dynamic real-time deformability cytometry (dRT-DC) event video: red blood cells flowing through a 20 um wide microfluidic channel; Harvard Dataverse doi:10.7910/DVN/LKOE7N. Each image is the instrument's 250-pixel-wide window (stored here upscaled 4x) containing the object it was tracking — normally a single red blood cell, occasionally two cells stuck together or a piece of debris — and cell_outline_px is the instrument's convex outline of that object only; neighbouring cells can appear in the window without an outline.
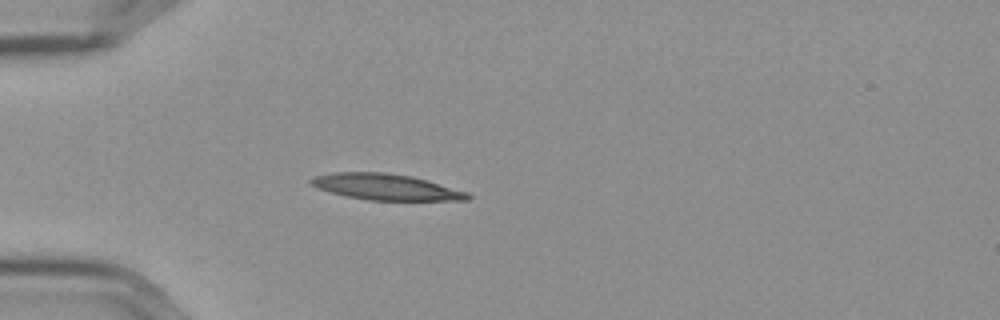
{"species": "Egyptian fruit bat (a non-hibernating species)", "species_latin": "Rousettus aegyptiacus", "temperature_condition": "cold", "stored_images_in_passage": 41, "camera_frame_rate_fps": 3000, "um_per_image_px": 0.085, "frame": {"image": 1, "passage_image": 1, "time_ms": 0.0, "image_size_px": [1000, 320], "cell_outline_px": [[472, 196], [468, 200], [368, 200], [348, 196], [316, 188], [308, 180], [312, 176], [332, 172], [384, 172], [412, 176], [428, 180], [468, 192]], "centroid_in_image_um": [32.8, 15.88], "position_along_channel_um": 52.2, "area_um2": 23.81}}
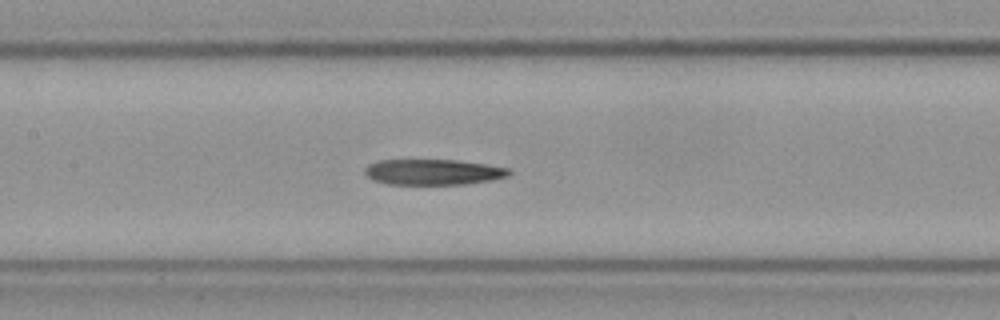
{"frame": {"image": 2, "passage_image": 12, "time_ms": 3.667, "image_size_px": [1000, 320], "cell_outline_px": [[512, 172], [508, 176], [488, 180], [464, 184], [388, 184], [372, 180], [364, 172], [364, 168], [368, 164], [380, 160], [456, 160], [488, 164], [512, 168]], "centroid_in_image_um": [36.83, 14.61], "position_along_channel_um": 170.6, "area_um2": 21.62}}
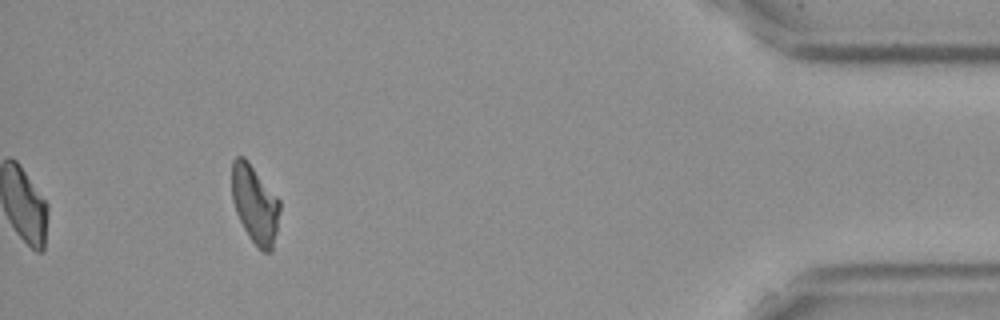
{"frame": {"image": 3, "passage_image": 37, "time_ms": 12.0, "image_size_px": [1000, 320], "cell_outline_px": [[280, 208], [276, 232], [272, 252], [264, 252], [248, 236], [236, 212], [232, 200], [232, 160], [236, 156], [244, 156], [248, 160], [280, 200]], "centroid_in_image_um": [21.66, 17.32], "position_along_channel_um": 413.5, "area_um2": 21.73}}